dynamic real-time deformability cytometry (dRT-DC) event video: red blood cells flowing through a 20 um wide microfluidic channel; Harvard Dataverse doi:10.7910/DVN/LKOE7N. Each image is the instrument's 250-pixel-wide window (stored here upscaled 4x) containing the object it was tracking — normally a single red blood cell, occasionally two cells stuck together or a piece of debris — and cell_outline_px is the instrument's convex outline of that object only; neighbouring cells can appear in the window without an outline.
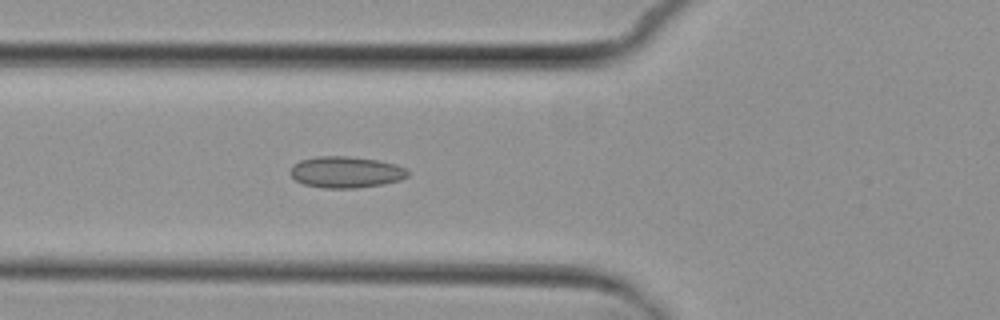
{"species": "common noctule bat (a hibernating species)", "species_latin": "Nyctalus noctula", "temperature_condition": "cold", "stored_images_in_passage": 4, "camera_frame_rate_fps": 3000, "um_per_image_px": 0.085, "animal": {"sex": "female", "body_mass_g": 29.2, "forearm_length_mm": 56.3}, "frame": {"image": 1, "passage_image": 4, "time_ms": 3.333, "image_size_px": [1000, 320], "cell_outline_px": [[408, 176], [400, 180], [384, 184], [356, 188], [324, 188], [304, 184], [296, 180], [288, 172], [292, 164], [300, 160], [316, 156], [348, 156], [380, 160], [396, 164], [408, 168]], "centroid_in_image_um": [29.41, 14.62], "position_along_channel_um": 96.4, "area_um2": 21.79}}